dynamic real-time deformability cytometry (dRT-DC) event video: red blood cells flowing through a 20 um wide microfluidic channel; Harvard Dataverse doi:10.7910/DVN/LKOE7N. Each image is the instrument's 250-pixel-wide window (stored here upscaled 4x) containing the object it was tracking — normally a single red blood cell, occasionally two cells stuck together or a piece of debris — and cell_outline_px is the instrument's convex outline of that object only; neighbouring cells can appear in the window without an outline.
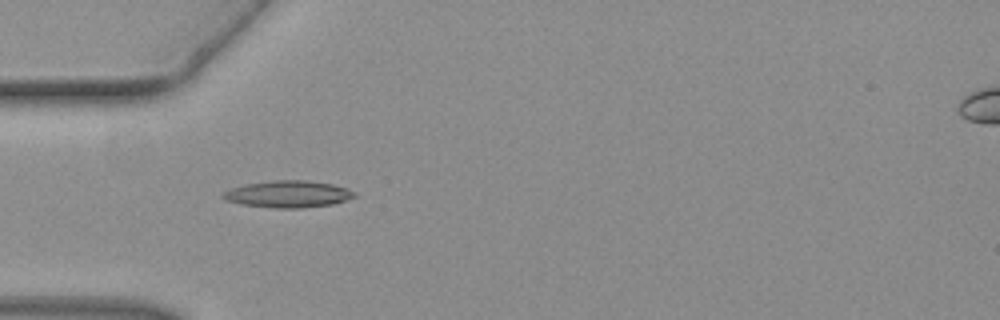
{"species": "common noctule bat (a hibernating species)", "species_latin": "Nyctalus noctula", "temperature_condition": "warm", "stored_images_in_passage": 38, "camera_frame_rate_fps": 3000, "um_per_image_px": 0.085, "animal": {"sex": "female", "body_mass_g": 19.3, "forearm_length_mm": 54.1}, "frame": {"image": 1, "passage_image": 5, "time_ms": 1.333, "image_size_px": [1000, 320], "cell_outline_px": [[356, 196], [332, 204], [300, 208], [276, 208], [240, 204], [224, 200], [220, 196], [224, 192], [232, 188], [244, 184], [272, 180], [304, 180], [332, 184], [348, 188], [356, 192]], "centroid_in_image_um": [24.46, 16.49], "position_along_channel_um": 60.5, "area_um2": 20.58}}
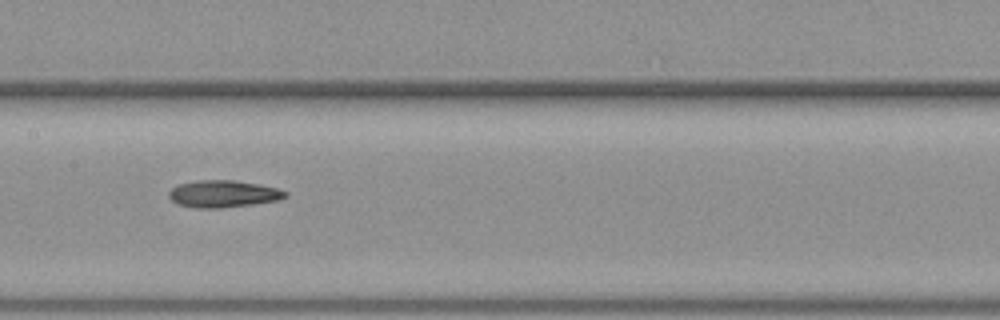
{"frame": {"image": 2, "passage_image": 14, "time_ms": 4.333, "image_size_px": [1000, 320], "cell_outline_px": [[288, 196], [276, 200], [252, 204], [224, 208], [196, 208], [176, 204], [168, 196], [168, 192], [172, 188], [180, 184], [196, 180], [236, 180], [260, 184], [276, 188], [288, 192]], "centroid_in_image_um": [18.96, 16.47], "position_along_channel_um": 188.4, "area_um2": 18.44}}
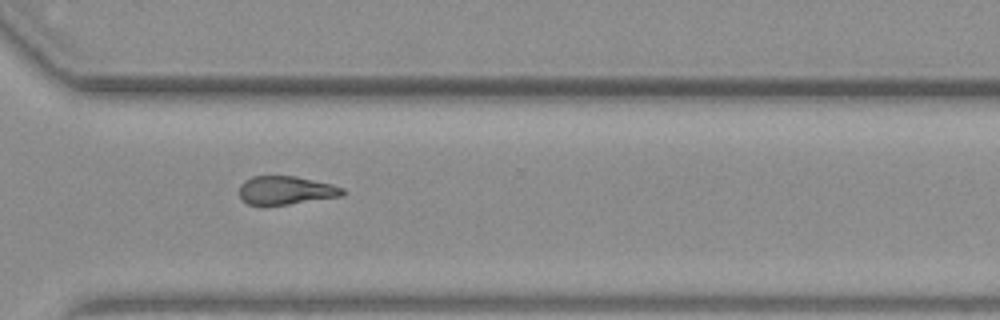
{"frame": {"image": 3, "passage_image": 25, "time_ms": 8.0, "image_size_px": [1000, 320], "cell_outline_px": [[344, 196], [288, 204], [248, 204], [240, 196], [240, 184], [244, 180], [252, 176], [296, 176], [332, 184], [344, 188]], "centroid_in_image_um": [24.33, 16.16], "position_along_channel_um": 346.3, "area_um2": 16.99}}